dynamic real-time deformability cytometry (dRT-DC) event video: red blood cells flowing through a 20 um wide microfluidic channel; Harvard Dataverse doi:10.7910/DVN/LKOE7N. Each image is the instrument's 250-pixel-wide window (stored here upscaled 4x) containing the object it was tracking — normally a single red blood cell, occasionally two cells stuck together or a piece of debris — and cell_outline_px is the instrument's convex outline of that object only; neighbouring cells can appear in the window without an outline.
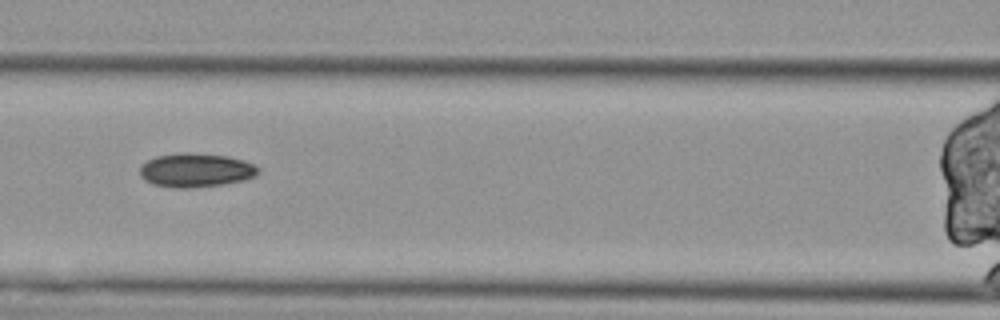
{"species": "Egyptian fruit bat (a non-hibernating species)", "species_latin": "Rousettus aegyptiacus", "temperature_condition": "cold", "stored_images_in_passage": 13, "camera_frame_rate_fps": 3000, "um_per_image_px": 0.085, "animal": {"sex": "female"}, "frame": {"image": 1, "passage_image": 6, "time_ms": 1.667, "image_size_px": [1000, 320], "cell_outline_px": [[260, 172], [256, 176], [244, 180], [220, 184], [188, 188], [176, 188], [152, 184], [144, 180], [140, 176], [140, 164], [156, 156], [184, 152], [188, 152], [228, 156], [244, 160], [260, 168]], "centroid_in_image_um": [16.63, 14.46], "position_along_channel_um": 150.0, "area_um2": 23.47}}
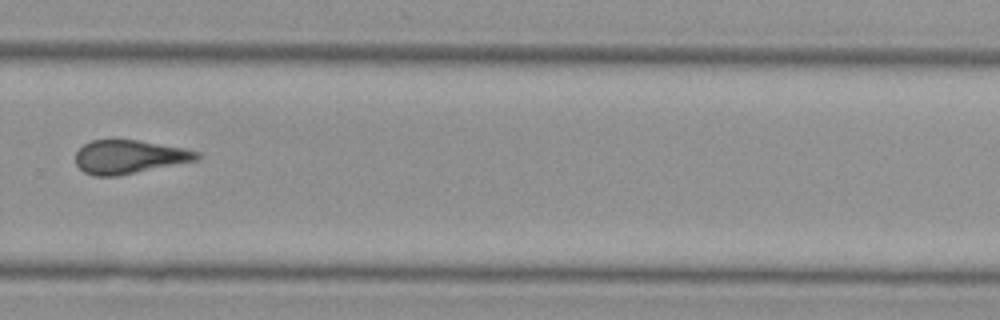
{"frame": {"image": 2, "passage_image": 10, "time_ms": 3.0, "image_size_px": [1000, 320], "cell_outline_px": [[200, 160], [116, 176], [92, 176], [84, 172], [76, 164], [76, 152], [84, 144], [92, 140], [140, 140], [184, 148], [200, 152]], "centroid_in_image_um": [11.01, 13.33], "position_along_channel_um": 318.8, "area_um2": 23.81}}
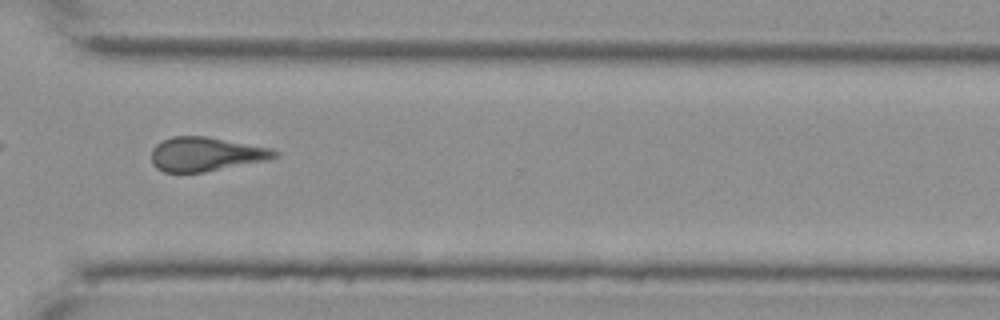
{"frame": {"image": 3, "passage_image": 11, "time_ms": 3.333, "image_size_px": [1000, 320], "cell_outline_px": [[280, 156], [264, 160], [204, 172], [164, 172], [156, 168], [152, 164], [152, 148], [156, 144], [172, 136], [208, 136], [272, 148], [280, 152]], "centroid_in_image_um": [17.5, 13.09], "position_along_channel_um": 353.1, "area_um2": 24.45}}